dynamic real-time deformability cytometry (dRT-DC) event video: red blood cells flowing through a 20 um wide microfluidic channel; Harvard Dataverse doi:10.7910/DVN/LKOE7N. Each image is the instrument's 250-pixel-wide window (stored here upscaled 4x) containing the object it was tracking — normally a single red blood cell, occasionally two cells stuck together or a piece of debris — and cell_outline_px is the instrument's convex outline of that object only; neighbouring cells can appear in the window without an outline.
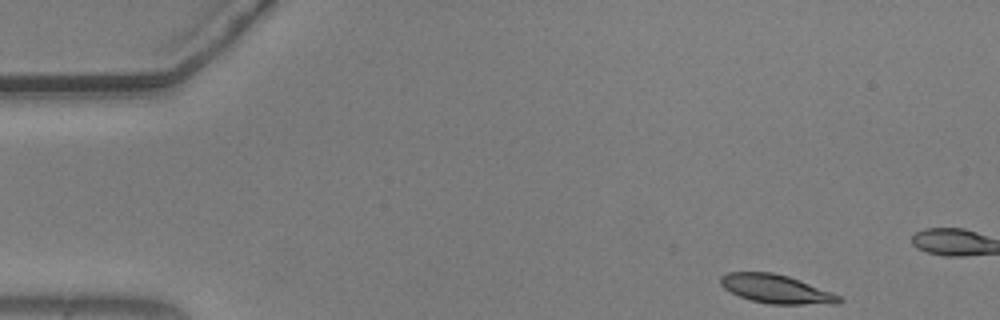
{"species": "common noctule bat (a hibernating species)", "species_latin": "Nyctalus noctula", "temperature_condition": "warm", "stored_images_in_passage": 12, "camera_frame_rate_fps": 3000, "um_per_image_px": 0.085, "animal": {"sex": "male", "body_mass_g": 20.5, "forearm_length_mm": 52.5}, "frame": {"image": 1, "passage_image": 1, "time_ms": 0.0, "image_size_px": [1000, 320], "cell_outline_px": [[844, 300], [840, 304], [772, 304], [752, 300], [740, 296], [724, 288], [720, 284], [720, 276], [728, 272], [772, 272], [788, 276], [832, 292], [840, 296]], "centroid_in_image_um": [66.0, 24.56], "position_along_channel_um": 19.0, "area_um2": 19.71}}